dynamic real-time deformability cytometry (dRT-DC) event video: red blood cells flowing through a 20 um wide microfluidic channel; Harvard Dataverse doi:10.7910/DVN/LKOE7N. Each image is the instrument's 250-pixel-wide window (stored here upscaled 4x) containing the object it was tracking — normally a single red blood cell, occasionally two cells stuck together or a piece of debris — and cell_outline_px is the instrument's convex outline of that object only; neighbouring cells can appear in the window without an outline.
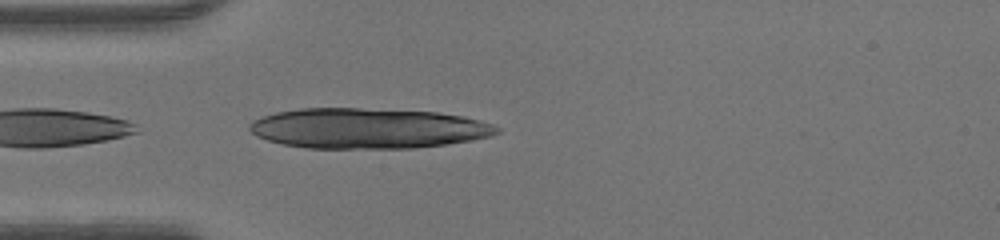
{"species": "human", "species_latin": "Homo sapiens", "temperature_condition": "warm", "stored_images_in_passage": 34, "camera_frame_rate_fps": 3000, "um_per_image_px": 0.085, "donor": {"sex": "male"}, "frame": {"image": 1, "passage_image": 1, "time_ms": 0.0, "image_size_px": [1000, 240], "cell_outline_px": [[500, 132], [492, 136], [444, 144], [412, 148], [304, 148], [284, 144], [268, 140], [256, 136], [248, 128], [248, 124], [252, 120], [276, 112], [300, 108], [360, 108], [436, 112], [464, 116], [480, 120], [492, 124], [500, 128]], "centroid_in_image_um": [31.25, 10.9], "position_along_channel_um": 53.8, "area_um2": 58.15}}